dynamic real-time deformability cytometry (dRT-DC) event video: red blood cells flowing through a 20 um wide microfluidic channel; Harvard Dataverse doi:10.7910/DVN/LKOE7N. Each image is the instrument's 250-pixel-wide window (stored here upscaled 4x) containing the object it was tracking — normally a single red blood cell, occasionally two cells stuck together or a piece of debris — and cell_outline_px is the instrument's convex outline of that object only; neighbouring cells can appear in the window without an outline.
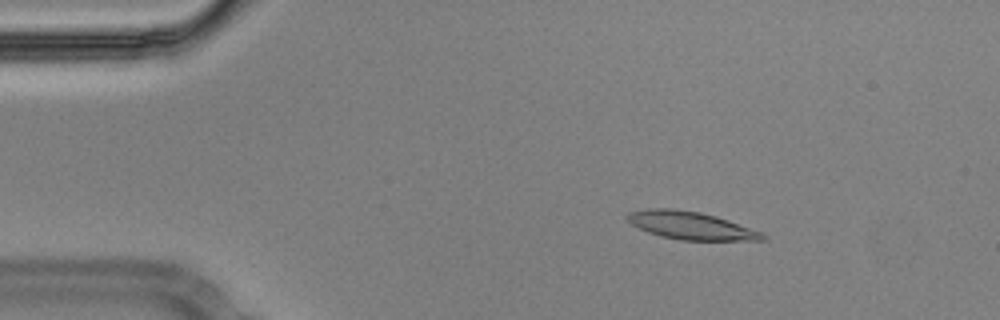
{"species": "Egyptian fruit bat (a non-hibernating species)", "species_latin": "Rousettus aegyptiacus", "temperature_condition": "cold", "stored_images_in_passage": 48, "camera_frame_rate_fps": 3000, "um_per_image_px": 0.085, "animal": {"sex": "male"}, "frame": {"image": 1, "passage_image": 1, "time_ms": 0.0, "image_size_px": [1000, 320], "cell_outline_px": [[768, 240], [680, 240], [660, 236], [648, 232], [632, 224], [624, 216], [628, 212], [648, 208], [672, 208], [700, 212], [716, 216], [764, 232], [768, 236]], "centroid_in_image_um": [58.75, 19.17], "position_along_channel_um": 26.3, "area_um2": 22.08}}
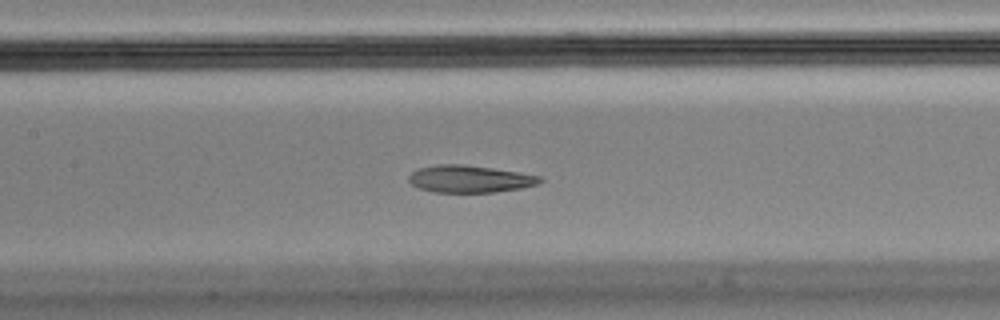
{"frame": {"image": 2, "passage_image": 18, "time_ms": 5.667, "image_size_px": [1000, 320], "cell_outline_px": [[544, 180], [536, 184], [520, 188], [492, 192], [432, 192], [420, 188], [412, 184], [408, 180], [408, 176], [412, 172], [420, 168], [436, 164], [460, 164], [492, 168], [540, 176]], "centroid_in_image_um": [39.89, 15.21], "position_along_channel_um": 167.5, "area_um2": 20.52}}
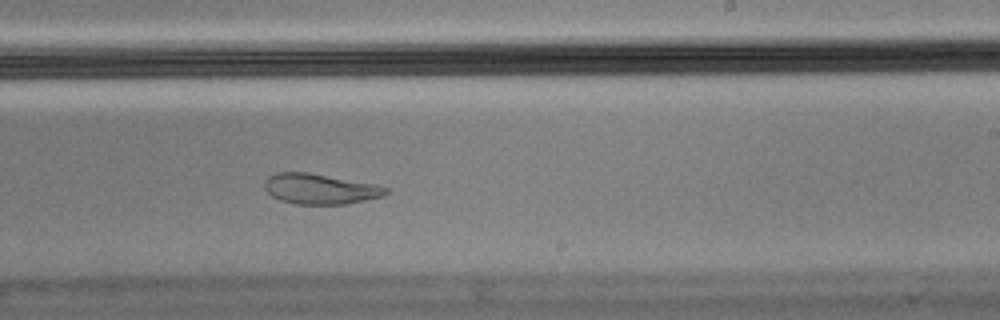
{"frame": {"image": 3, "passage_image": 26, "time_ms": 8.333, "image_size_px": [1000, 320], "cell_outline_px": [[388, 192], [384, 196], [344, 204], [296, 204], [280, 200], [272, 196], [264, 188], [264, 180], [268, 176], [276, 172], [308, 172], [376, 184], [388, 188]], "centroid_in_image_um": [27.18, 16.05], "position_along_channel_um": 261.8, "area_um2": 21.5}, "authors_computed_cell_mechanics": {"area_um2": 22.4842, "velocity_mm_per_s": 3.5484, "shape_relaxation_time_tau1_ms": null, "shape_relaxation_time_tau2_ms": 2.3914, "deformation_change_tau1": null, "deformation_change_tau2": 0.0861}}